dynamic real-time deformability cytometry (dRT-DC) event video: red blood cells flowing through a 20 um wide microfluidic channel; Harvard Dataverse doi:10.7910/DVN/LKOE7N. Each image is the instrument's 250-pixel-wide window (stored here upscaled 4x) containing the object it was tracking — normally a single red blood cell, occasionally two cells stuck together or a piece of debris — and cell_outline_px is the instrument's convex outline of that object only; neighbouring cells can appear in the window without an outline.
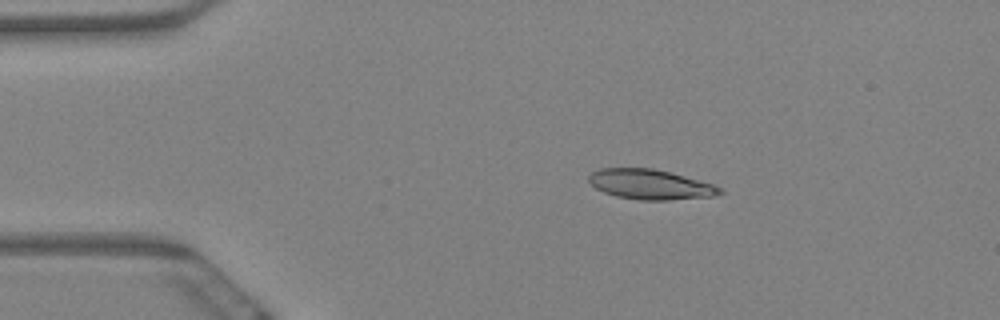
{"species": "Egyptian fruit bat (a non-hibernating species)", "species_latin": "Rousettus aegyptiacus", "temperature_condition": "warm", "stored_images_in_passage": 6, "camera_frame_rate_fps": 3000, "um_per_image_px": 0.085, "animal": {"sex": "female"}, "frame": {"image": 1, "passage_image": 4, "time_ms": 1.0, "image_size_px": [1000, 320], "cell_outline_px": [[724, 192], [712, 196], [668, 200], [640, 200], [616, 196], [604, 192], [596, 188], [588, 180], [588, 176], [592, 172], [600, 168], [652, 168], [684, 176], [712, 184], [720, 188]], "centroid_in_image_um": [55.24, 15.67], "position_along_channel_um": 29.8, "area_um2": 22.6}}